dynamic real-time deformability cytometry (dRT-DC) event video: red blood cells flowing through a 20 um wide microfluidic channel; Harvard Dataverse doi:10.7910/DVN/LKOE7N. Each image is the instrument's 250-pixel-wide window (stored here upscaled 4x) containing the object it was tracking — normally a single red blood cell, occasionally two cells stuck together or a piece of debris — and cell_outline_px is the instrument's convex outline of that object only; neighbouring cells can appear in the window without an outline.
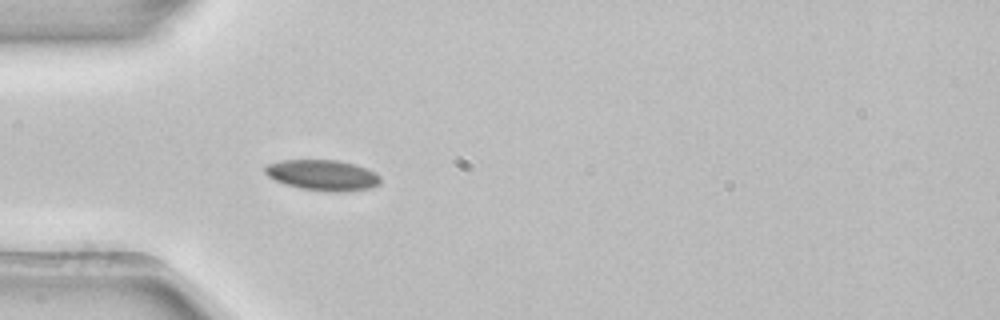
{"species": "common noctule bat (a hibernating species)", "species_latin": "Nyctalus noctula", "temperature_condition": "room temperature", "stored_images_in_passage": 4, "camera_frame_rate_fps": 3000, "um_per_image_px": 0.085, "animal": {"sex": "female", "body_mass_g": 22.7, "forearm_length_mm": 54.2}, "frame": {"image": 1, "passage_image": 4, "time_ms": 1.0, "image_size_px": [1000, 320], "cell_outline_px": [[380, 184], [368, 188], [336, 192], [300, 188], [276, 180], [268, 176], [264, 172], [264, 164], [280, 160], [340, 160], [356, 164], [368, 168], [376, 172], [380, 176]], "centroid_in_image_um": [27.43, 14.86], "position_along_channel_um": 57.6, "area_um2": 20.63}}